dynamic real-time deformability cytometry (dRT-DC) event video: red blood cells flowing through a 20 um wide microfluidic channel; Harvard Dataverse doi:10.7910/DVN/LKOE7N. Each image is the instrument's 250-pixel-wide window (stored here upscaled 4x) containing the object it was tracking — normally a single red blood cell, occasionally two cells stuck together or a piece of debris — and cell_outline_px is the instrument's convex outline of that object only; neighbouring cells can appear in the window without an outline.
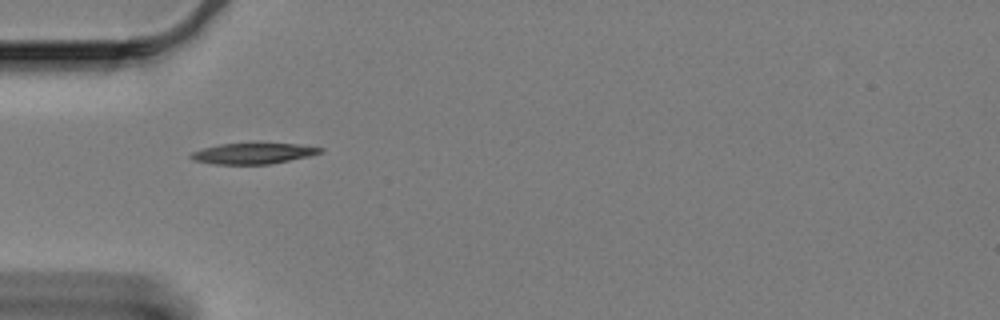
{"species": "Egyptian fruit bat (a non-hibernating species)", "species_latin": "Rousettus aegyptiacus", "temperature_condition": "cold", "stored_images_in_passage": 42, "camera_frame_rate_fps": 3000, "um_per_image_px": 0.085, "animal": {"sex": "female"}, "frame": {"image": 1, "passage_image": 1, "time_ms": 0.0, "image_size_px": [1000, 320], "cell_outline_px": [[324, 152], [308, 156], [268, 164], [212, 164], [192, 160], [188, 156], [192, 152], [204, 148], [220, 144], [296, 144], [324, 148]], "centroid_in_image_um": [21.48, 13.05], "position_along_channel_um": 63.5, "area_um2": 15.43}}
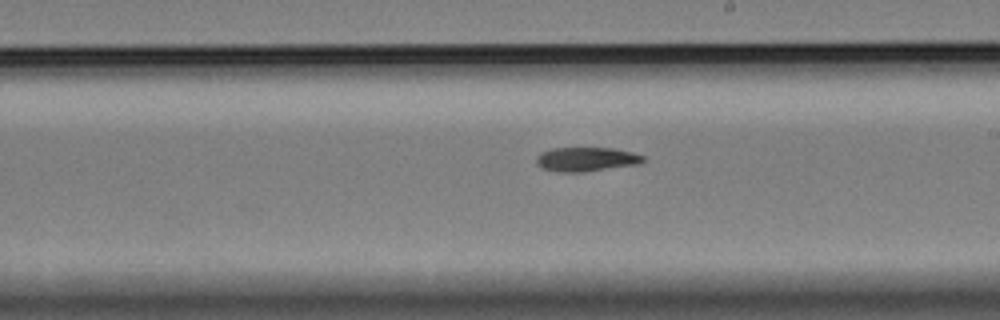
{"frame": {"image": 2, "passage_image": 17, "time_ms": 5.333, "image_size_px": [1000, 320], "cell_outline_px": [[644, 160], [640, 164], [584, 172], [556, 172], [544, 168], [536, 164], [536, 156], [552, 148], [612, 148], [632, 152], [644, 156]], "centroid_in_image_um": [49.84, 13.54], "position_along_channel_um": 239.2, "area_um2": 15.03}}
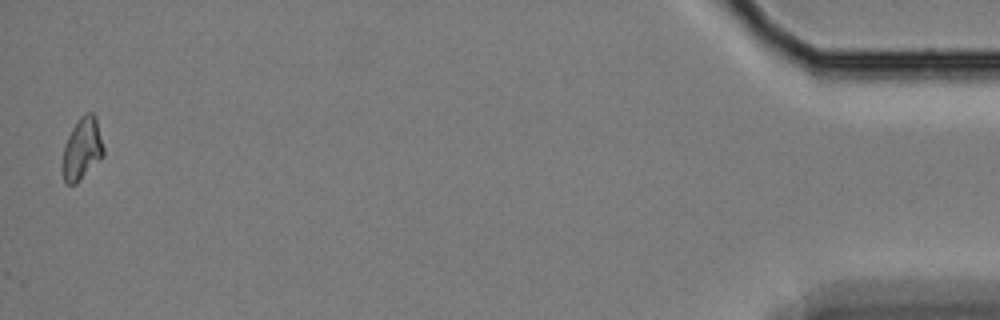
{"frame": {"image": 3, "passage_image": 42, "time_ms": 13.667, "image_size_px": [1000, 320], "cell_outline_px": [[104, 156], [76, 184], [68, 184], [64, 180], [60, 172], [60, 168], [64, 148], [68, 136], [72, 128], [80, 116], [84, 112], [92, 112], [96, 116], [104, 148]], "centroid_in_image_um": [6.96, 12.66], "position_along_channel_um": 428.2, "area_um2": 15.14}, "authors_computed_cell_mechanics": {"area_um2": 15.028, "velocity_mm_per_s": 3.3141, "shape_relaxation_time_tau1_ms": 4.4823, "shape_relaxation_time_tau2_ms": null, "deformation_change_tau1": 0.1229, "deformation_change_tau2": null}}